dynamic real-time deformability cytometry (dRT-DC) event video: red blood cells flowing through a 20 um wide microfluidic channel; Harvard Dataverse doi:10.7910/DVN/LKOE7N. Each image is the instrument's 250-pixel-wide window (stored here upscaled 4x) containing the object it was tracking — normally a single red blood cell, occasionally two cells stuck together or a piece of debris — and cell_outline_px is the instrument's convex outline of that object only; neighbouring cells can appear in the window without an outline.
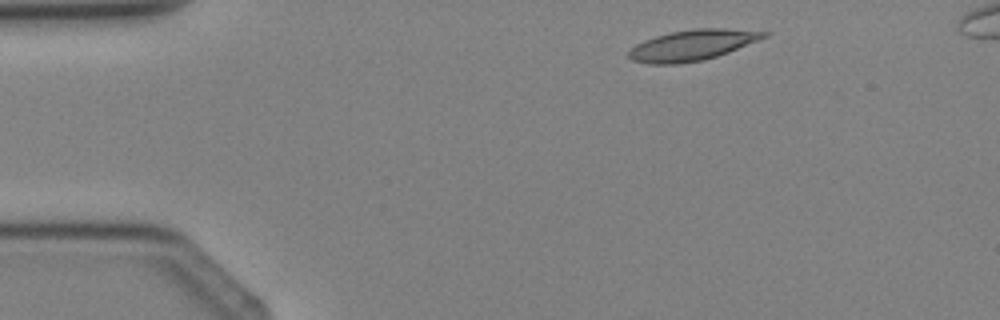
{"species": "Egyptian fruit bat (a non-hibernating species)", "species_latin": "Rousettus aegyptiacus", "temperature_condition": "cold", "stored_images_in_passage": 3, "camera_frame_rate_fps": 3000, "um_per_image_px": 0.085, "animal": {"sex": "female"}, "frame": {"image": 1, "passage_image": 1, "time_ms": 0.0, "image_size_px": [1000, 320], "cell_outline_px": [[772, 32], [768, 36], [728, 52], [704, 60], [680, 64], [648, 64], [632, 60], [628, 56], [628, 52], [636, 44], [644, 40], [656, 36], [672, 32], [692, 28], [724, 28]], "centroid_in_image_um": [58.84, 3.84], "position_along_channel_um": 26.2, "area_um2": 24.16}}
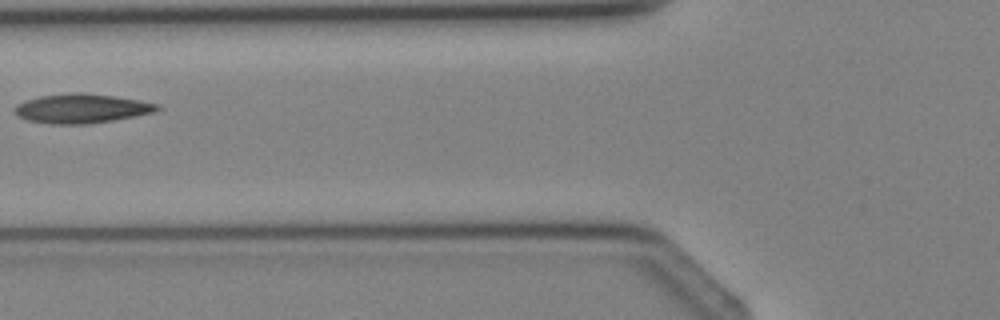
{"frame": {"image": 2, "passage_image": 3, "time_ms": 3.0, "image_size_px": [1000, 320], "cell_outline_px": [[164, 108], [156, 112], [112, 120], [84, 124], [52, 124], [28, 120], [16, 116], [12, 112], [12, 108], [16, 104], [40, 96], [72, 92], [80, 92], [116, 96], [140, 100], [160, 104]], "centroid_in_image_um": [6.94, 9.21], "position_along_channel_um": 118.9, "area_um2": 24.57}}